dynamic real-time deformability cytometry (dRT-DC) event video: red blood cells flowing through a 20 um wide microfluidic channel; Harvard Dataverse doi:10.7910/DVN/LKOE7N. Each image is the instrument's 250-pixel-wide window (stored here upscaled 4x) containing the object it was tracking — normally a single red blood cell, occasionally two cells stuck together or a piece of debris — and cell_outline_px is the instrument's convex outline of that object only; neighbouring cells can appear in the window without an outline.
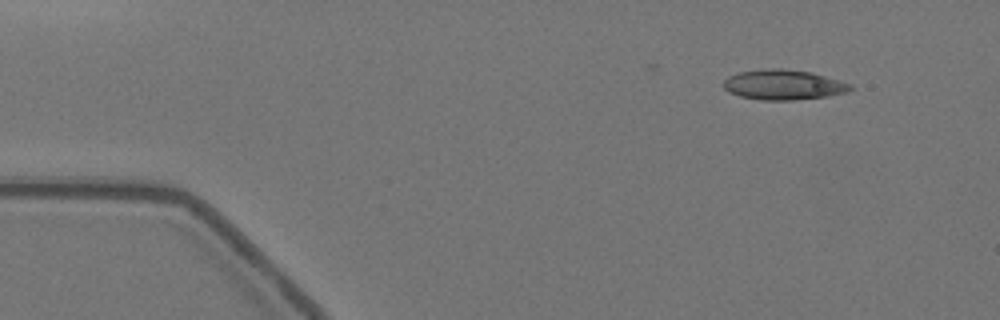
{"species": "Egyptian fruit bat (a non-hibernating species)", "species_latin": "Rousettus aegyptiacus", "temperature_condition": "warm", "stored_images_in_passage": 52, "camera_frame_rate_fps": 3000, "um_per_image_px": 0.085, "animal": {"sex": "female"}, "frame": {"image": 1, "passage_image": 1, "time_ms": 0.0, "image_size_px": [1000, 320], "cell_outline_px": [[852, 88], [848, 92], [828, 96], [792, 100], [760, 100], [740, 96], [728, 92], [724, 88], [724, 80], [728, 76], [740, 72], [764, 68], [780, 68], [812, 72], [852, 84]], "centroid_in_image_um": [66.59, 7.2], "position_along_channel_um": 18.4, "area_um2": 22.31}}
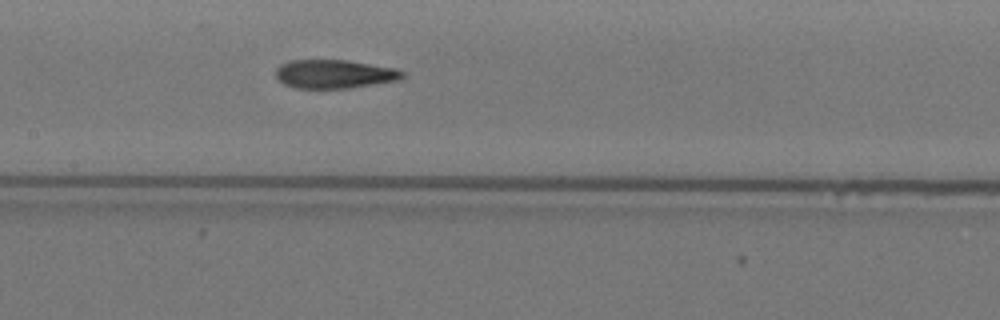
{"frame": {"image": 2, "passage_image": 22, "time_ms": 7.0, "image_size_px": [1000, 320], "cell_outline_px": [[404, 76], [396, 80], [348, 88], [296, 88], [284, 84], [276, 76], [276, 68], [280, 64], [292, 60], [348, 60], [396, 68], [404, 72]], "centroid_in_image_um": [28.4, 6.28], "position_along_channel_um": 179.0, "area_um2": 20.98}}
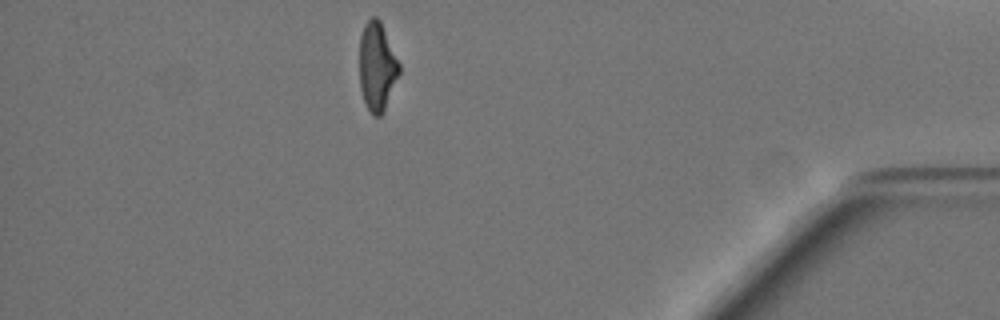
{"frame": {"image": 3, "passage_image": 45, "time_ms": 14.667, "image_size_px": [1000, 320], "cell_outline_px": [[400, 72], [384, 112], [380, 116], [372, 116], [364, 100], [360, 88], [360, 36], [364, 24], [372, 16], [376, 16], [380, 20], [400, 64]], "centroid_in_image_um": [32.05, 5.66], "position_along_channel_um": 403.1, "area_um2": 20.52}, "authors_computed_cell_mechanics": {"area_um2": 21.8484, "velocity_mm_per_s": 3.5361, "shape_relaxation_time_tau1_ms": 10.8331, "shape_relaxation_time_tau2_ms": 2.7116, "deformation_change_tau1": 0.279, "deformation_change_tau2": 0.1125}}